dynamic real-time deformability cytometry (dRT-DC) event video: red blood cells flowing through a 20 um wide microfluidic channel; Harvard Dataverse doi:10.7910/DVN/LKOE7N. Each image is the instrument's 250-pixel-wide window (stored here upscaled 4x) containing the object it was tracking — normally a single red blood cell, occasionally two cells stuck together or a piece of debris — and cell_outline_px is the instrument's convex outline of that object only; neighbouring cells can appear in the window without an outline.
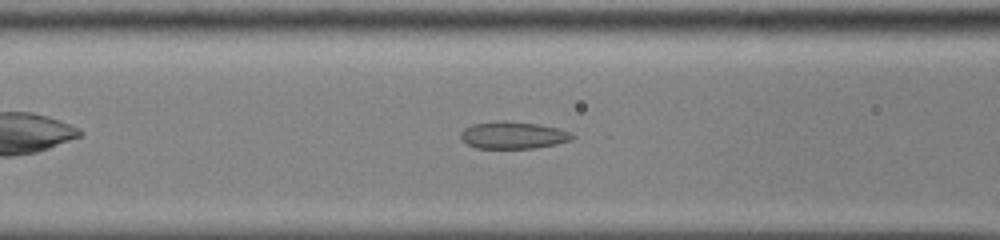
{"species": "common noctule bat (a hibernating species)", "species_latin": "Nyctalus noctula", "temperature_condition": "cold", "stored_images_in_passage": 42, "camera_frame_rate_fps": 3000, "um_per_image_px": 0.085, "animal": {"sex": "male", "body_mass_g": 13.0, "forearm_length_mm": 53.1}, "frame": {"image": 1, "passage_image": 12, "time_ms": 3.667, "image_size_px": [1000, 240], "cell_outline_px": [[576, 136], [572, 140], [556, 144], [536, 148], [476, 148], [460, 140], [460, 132], [464, 128], [472, 124], [504, 120], [508, 120], [540, 124], [560, 128]], "centroid_in_image_um": [43.61, 11.48], "position_along_channel_um": 123.0, "area_um2": 17.92}}
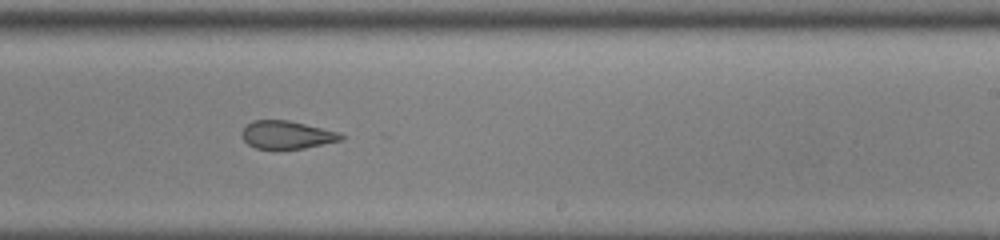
{"frame": {"image": 2, "passage_image": 23, "time_ms": 7.333, "image_size_px": [1000, 240], "cell_outline_px": [[344, 136], [340, 140], [304, 148], [276, 152], [256, 148], [248, 144], [244, 140], [240, 132], [252, 120], [288, 120], [340, 132]], "centroid_in_image_um": [24.33, 11.5], "position_along_channel_um": 264.7, "area_um2": 16.59}}
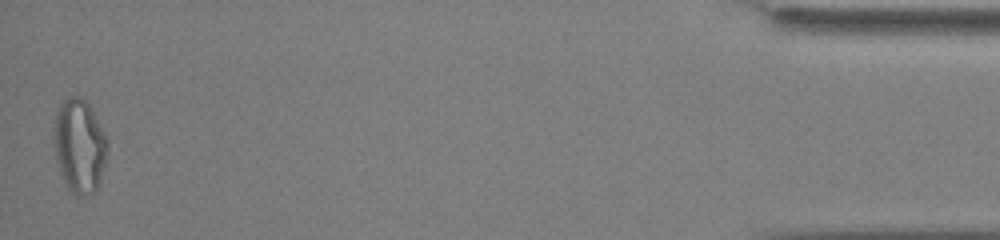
{"frame": {"image": 3, "passage_image": 42, "time_ms": 13.667, "image_size_px": [1000, 240], "cell_outline_px": [[108, 152], [100, 180], [96, 192], [84, 196], [76, 196], [68, 188], [60, 172], [56, 156], [56, 112], [60, 104], [68, 96], [80, 96], [88, 104], [108, 140]], "centroid_in_image_um": [6.79, 12.43], "position_along_channel_um": 428.4, "area_um2": 28.73}, "authors_computed_cell_mechanics": {"area_um2": 18.8139, "velocity_mm_per_s": 3.8706, "shape_relaxation_time_tau1_ms": null, "shape_relaxation_time_tau2_ms": 1.7491, "deformation_change_tau1": null, "deformation_change_tau2": 0.0971}}